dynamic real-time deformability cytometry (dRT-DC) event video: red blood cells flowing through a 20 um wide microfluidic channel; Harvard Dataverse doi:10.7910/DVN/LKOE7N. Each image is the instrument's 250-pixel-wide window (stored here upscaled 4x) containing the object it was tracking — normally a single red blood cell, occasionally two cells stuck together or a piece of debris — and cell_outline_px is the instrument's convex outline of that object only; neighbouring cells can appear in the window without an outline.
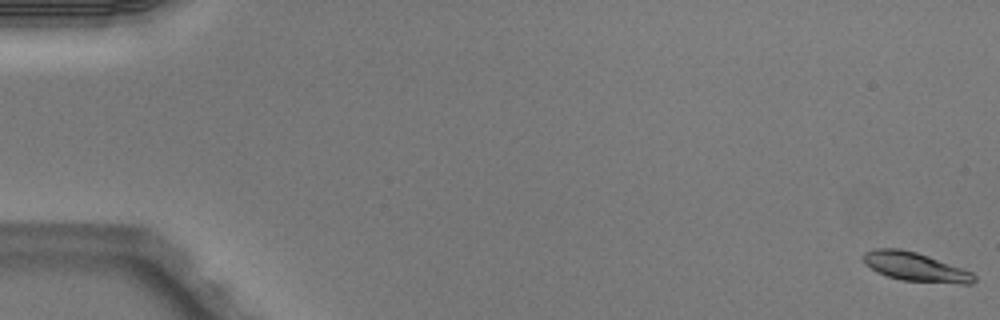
{"species": "Egyptian fruit bat (a non-hibernating species)", "species_latin": "Rousettus aegyptiacus", "temperature_condition": "warm", "stored_images_in_passage": 6, "camera_frame_rate_fps": 3000, "um_per_image_px": 0.085, "animal": {"sex": "male"}, "frame": {"image": 1, "passage_image": 1, "time_ms": 0.0, "image_size_px": [1000, 320], "cell_outline_px": [[976, 280], [972, 284], [960, 284], [900, 280], [876, 272], [864, 264], [860, 256], [864, 252], [872, 248], [900, 248], [916, 252], [928, 256], [972, 272], [976, 276]], "centroid_in_image_um": [77.75, 22.68], "position_along_channel_um": 7.3, "area_um2": 18.9}}
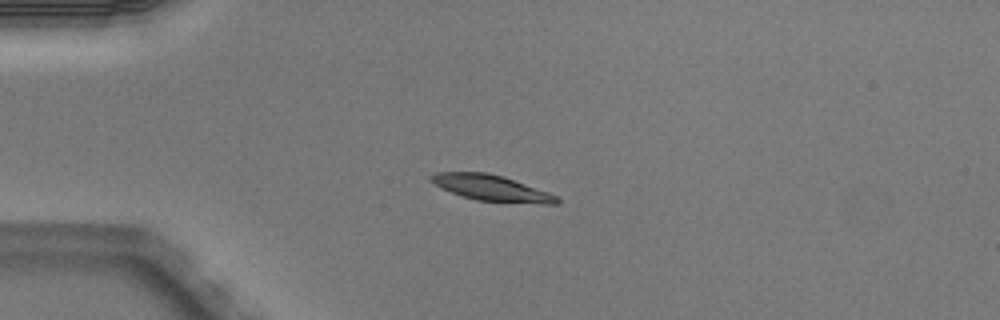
{"frame": {"image": 2, "passage_image": 4, "time_ms": 1.0, "image_size_px": [1000, 320], "cell_outline_px": [[560, 204], [544, 204], [476, 200], [452, 192], [428, 180], [428, 176], [436, 172], [488, 172], [504, 176], [548, 192], [556, 196], [560, 200]], "centroid_in_image_um": [41.79, 15.97], "position_along_channel_um": 43.2, "area_um2": 18.84}}
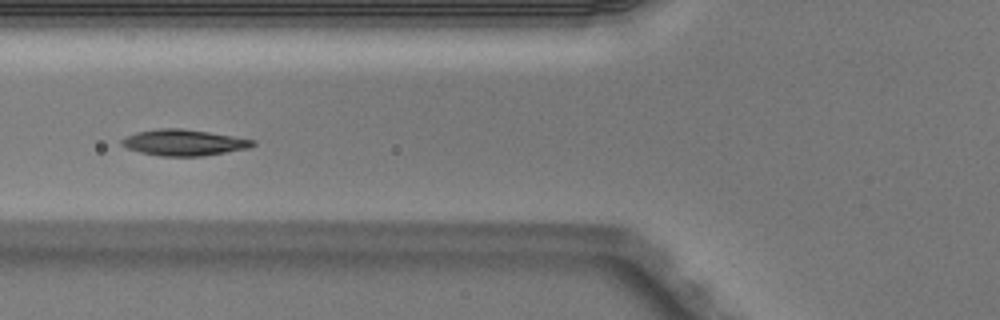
{"frame": {"image": 3, "passage_image": 6, "time_ms": 1.667, "image_size_px": [1000, 320], "cell_outline_px": [[256, 144], [248, 148], [204, 156], [160, 156], [140, 152], [128, 148], [120, 144], [120, 140], [124, 136], [136, 132], [160, 128], [180, 128], [208, 132], [256, 140]], "centroid_in_image_um": [15.6, 12.11], "position_along_channel_um": 110.2, "area_um2": 19.94}}